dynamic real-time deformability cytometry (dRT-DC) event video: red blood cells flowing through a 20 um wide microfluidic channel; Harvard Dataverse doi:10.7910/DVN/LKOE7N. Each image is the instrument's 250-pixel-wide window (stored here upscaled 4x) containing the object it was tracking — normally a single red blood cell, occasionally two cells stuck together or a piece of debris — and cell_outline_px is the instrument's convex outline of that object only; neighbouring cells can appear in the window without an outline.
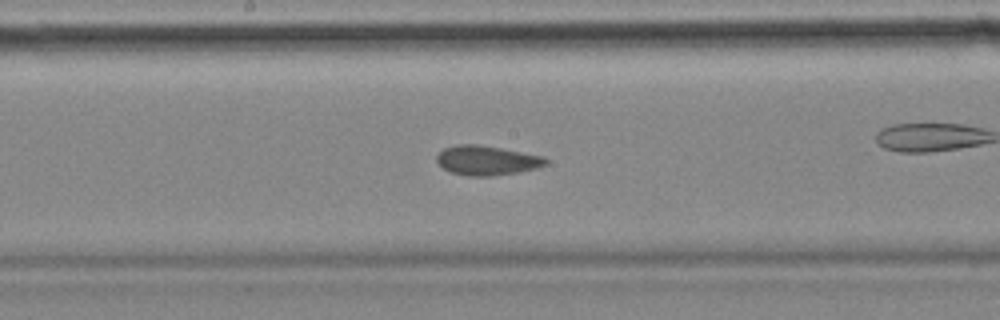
{"species": "common noctule bat (a hibernating species)", "species_latin": "Nyctalus noctula", "temperature_condition": "cold", "stored_images_in_passage": 45, "camera_frame_rate_fps": 3000, "um_per_image_px": 0.085, "animal": {"sex": "female", "body_mass_g": 18.4}, "frame": {"image": 1, "passage_image": 26, "time_ms": 8.333, "image_size_px": [1000, 320], "cell_outline_px": [[548, 164], [536, 168], [516, 172], [492, 176], [468, 176], [452, 172], [444, 168], [436, 160], [436, 156], [444, 148], [456, 144], [476, 144], [500, 148], [544, 156], [548, 160]], "centroid_in_image_um": [41.38, 13.63], "position_along_channel_um": 206.8, "area_um2": 18.61}, "authors_computed_cell_mechanics": {"area_um2": 18.8428, "velocity_mm_per_s": 3.4686, "shape_relaxation_time_tau1_ms": null, "shape_relaxation_time_tau2_ms": 2.2099, "deformation_change_tau1": null, "deformation_change_tau2": 0.0522}}